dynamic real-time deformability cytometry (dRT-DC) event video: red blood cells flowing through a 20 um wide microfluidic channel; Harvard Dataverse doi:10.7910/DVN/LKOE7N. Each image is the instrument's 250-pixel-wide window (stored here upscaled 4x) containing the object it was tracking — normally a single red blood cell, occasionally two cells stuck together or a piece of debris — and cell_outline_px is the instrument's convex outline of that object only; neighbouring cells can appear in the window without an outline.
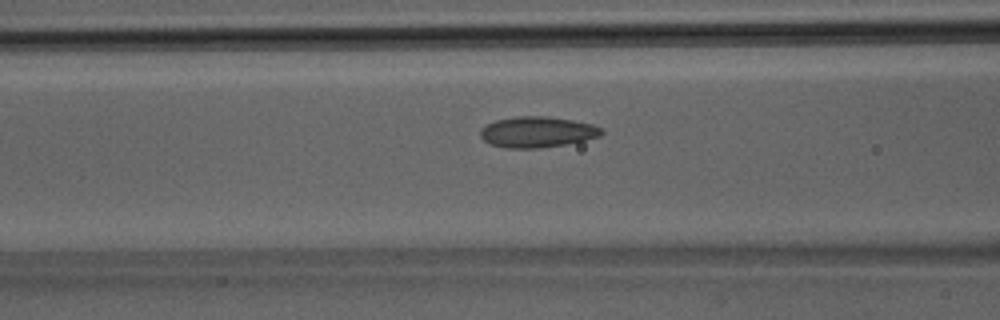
{"species": "Egyptian fruit bat (a non-hibernating species)", "species_latin": "Rousettus aegyptiacus", "temperature_condition": "room temperature", "stored_images_in_passage": 39, "camera_frame_rate_fps": 3000, "um_per_image_px": 0.085, "animal": {"sex": "male"}, "frame": {"image": 1, "passage_image": 16, "time_ms": 5.0, "image_size_px": [1000, 320], "cell_outline_px": [[604, 132], [600, 136], [584, 140], [564, 144], [540, 148], [504, 148], [492, 144], [484, 140], [480, 136], [480, 128], [496, 120], [516, 116], [548, 116], [572, 120], [592, 124], [600, 128]], "centroid_in_image_um": [45.64, 11.21], "position_along_channel_um": 121.0, "area_um2": 21.68}}
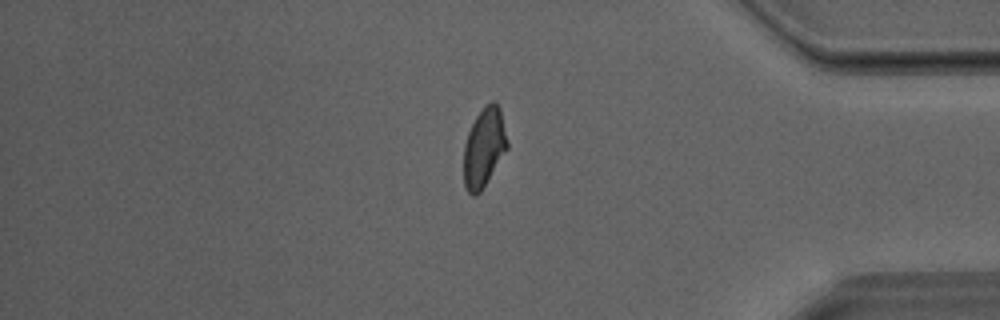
{"frame": {"image": 2, "passage_image": 33, "time_ms": 10.667, "image_size_px": [1000, 320], "cell_outline_px": [[508, 148], [480, 192], [476, 196], [472, 196], [468, 192], [464, 184], [464, 144], [468, 132], [476, 116], [492, 100], [496, 100], [500, 108], [508, 140]], "centroid_in_image_um": [41.15, 12.54], "position_along_channel_um": 394.1, "area_um2": 20.0}}
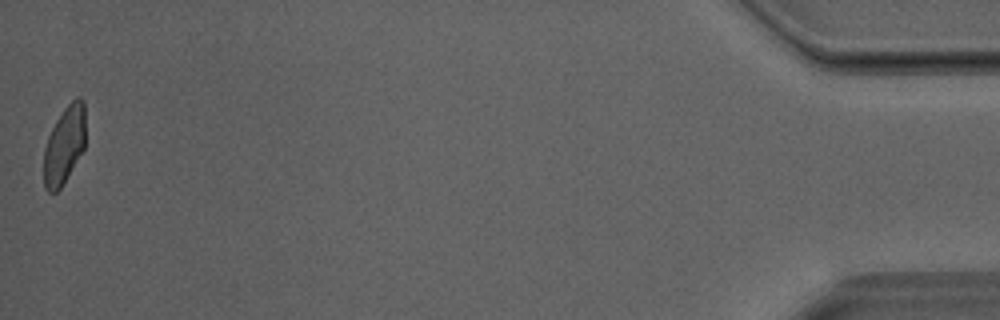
{"frame": {"image": 3, "passage_image": 39, "time_ms": 12.667, "image_size_px": [1000, 320], "cell_outline_px": [[84, 148], [60, 188], [56, 192], [48, 192], [44, 188], [44, 148], [48, 136], [56, 120], [64, 108], [76, 96], [80, 96], [84, 100]], "centroid_in_image_um": [5.45, 12.3], "position_along_channel_um": 429.7, "area_um2": 18.67}}